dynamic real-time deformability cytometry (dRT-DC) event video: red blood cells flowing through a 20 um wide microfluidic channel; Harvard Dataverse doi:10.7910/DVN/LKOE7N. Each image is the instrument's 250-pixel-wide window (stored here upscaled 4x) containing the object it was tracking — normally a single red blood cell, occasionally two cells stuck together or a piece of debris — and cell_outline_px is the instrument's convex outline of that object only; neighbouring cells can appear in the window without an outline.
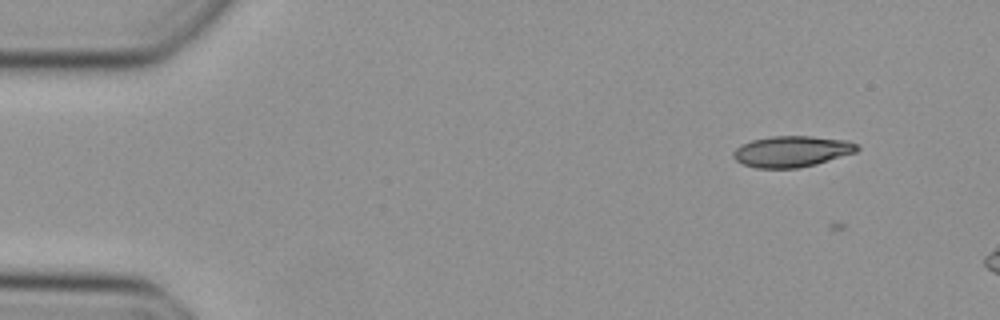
{"species": "Egyptian fruit bat (a non-hibernating species)", "species_latin": "Rousettus aegyptiacus", "temperature_condition": "cold", "stored_images_in_passage": 2, "camera_frame_rate_fps": 3000, "um_per_image_px": 0.085, "animal": {"sex": "female"}, "frame": {"image": 1, "passage_image": 1, "time_ms": 0.0, "image_size_px": [1000, 320], "cell_outline_px": [[860, 148], [856, 152], [816, 164], [800, 168], [756, 168], [744, 164], [736, 160], [732, 156], [732, 152], [740, 144], [752, 140], [772, 136], [812, 136], [848, 140], [856, 144]], "centroid_in_image_um": [67.3, 12.87], "position_along_channel_um": 17.7, "area_um2": 22.48}}